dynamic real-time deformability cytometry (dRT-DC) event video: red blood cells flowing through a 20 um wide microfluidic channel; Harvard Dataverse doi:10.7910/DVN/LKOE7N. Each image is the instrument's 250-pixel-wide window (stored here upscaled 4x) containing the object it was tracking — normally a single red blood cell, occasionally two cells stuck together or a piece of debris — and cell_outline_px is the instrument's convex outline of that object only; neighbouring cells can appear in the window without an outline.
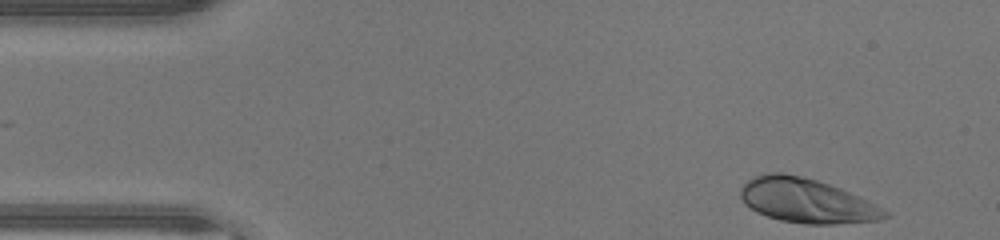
{"species": "human", "species_latin": "Homo sapiens", "temperature_condition": "warm", "stored_images_in_passage": 43, "camera_frame_rate_fps": 3000, "um_per_image_px": 0.085, "donor": {"sex": "male"}, "frame": {"image": 1, "passage_image": 1, "time_ms": 0.0, "image_size_px": [1000, 240], "cell_outline_px": [[892, 216], [880, 220], [832, 224], [804, 224], [780, 220], [756, 212], [744, 204], [740, 196], [740, 188], [752, 176], [760, 172], [784, 172], [804, 176], [840, 188], [868, 200], [888, 212]], "centroid_in_image_um": [68.52, 17.04], "position_along_channel_um": 16.5, "area_um2": 37.63}}
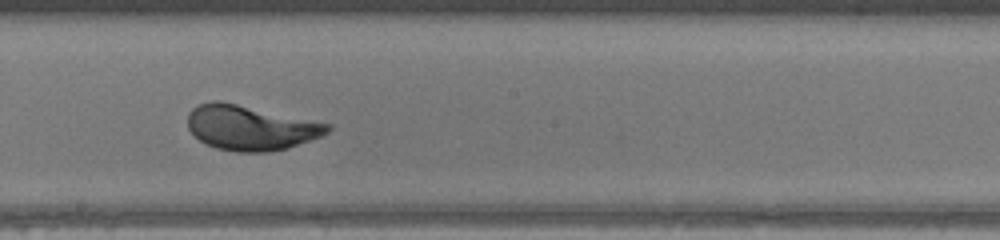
{"frame": {"image": 2, "passage_image": 22, "time_ms": 7.0, "image_size_px": [1000, 240], "cell_outline_px": [[332, 128], [328, 132], [320, 136], [288, 148], [268, 152], [236, 152], [216, 148], [200, 140], [188, 128], [188, 112], [196, 104], [212, 100], [220, 100], [332, 124]], "centroid_in_image_um": [21.28, 10.84], "position_along_channel_um": 226.9, "area_um2": 36.65}}
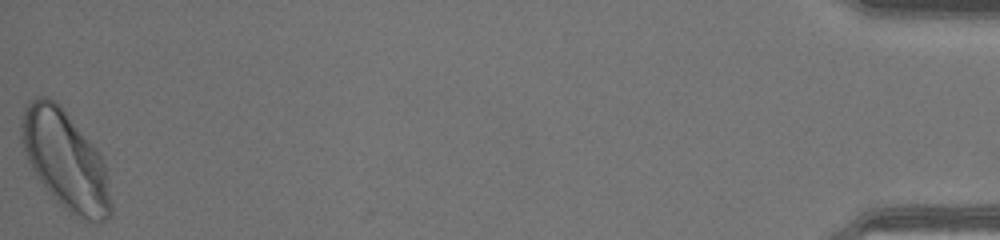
{"frame": {"image": 3, "passage_image": 43, "time_ms": 14.0, "image_size_px": [1000, 240], "cell_outline_px": [[112, 216], [96, 224], [84, 220], [76, 216], [60, 204], [52, 196], [36, 176], [24, 152], [20, 136], [20, 124], [24, 108], [36, 96], [48, 96], [56, 100], [60, 104], [100, 152], [104, 164], [112, 208]], "centroid_in_image_um": [5.55, 13.6], "position_along_channel_um": 429.6, "area_um2": 51.56}, "authors_computed_cell_mechanics": {"area_um2": 35.9516, "velocity_mm_per_s": 4.4327, "shape_relaxation_time_tau1_ms": 2.008, "shape_relaxation_time_tau2_ms": null, "deformation_change_tau1": 0.1628, "deformation_change_tau2": null}}